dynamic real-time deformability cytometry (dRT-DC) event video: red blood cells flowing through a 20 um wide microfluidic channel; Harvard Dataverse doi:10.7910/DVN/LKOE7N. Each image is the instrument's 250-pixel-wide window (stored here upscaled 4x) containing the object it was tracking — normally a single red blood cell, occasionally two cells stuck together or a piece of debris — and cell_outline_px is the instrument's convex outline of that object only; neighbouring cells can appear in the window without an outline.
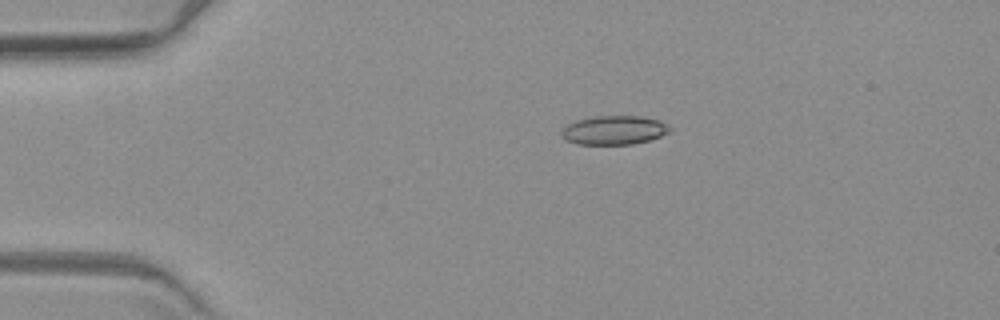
{"species": "common noctule bat (a hibernating species)", "species_latin": "Nyctalus noctula", "temperature_condition": "warm", "stored_images_in_passage": 6, "camera_frame_rate_fps": 3000, "um_per_image_px": 0.085, "animal": {"sex": "female", "body_mass_g": 19.3, "forearm_length_mm": 54.1}, "frame": {"image": 1, "passage_image": 1, "time_ms": 0.0, "image_size_px": [1000, 320], "cell_outline_px": [[672, 132], [648, 140], [632, 144], [576, 144], [568, 140], [560, 132], [568, 124], [576, 120], [596, 116], [640, 116], [660, 120], [668, 124], [672, 128]], "centroid_in_image_um": [52.26, 11.05], "position_along_channel_um": 32.7, "area_um2": 18.21}}
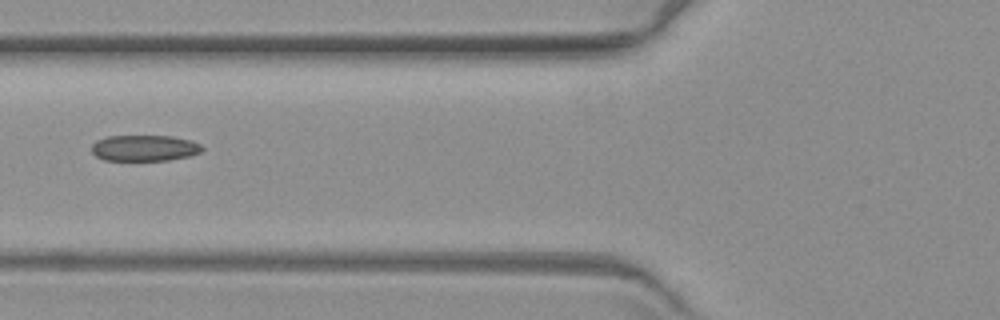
{"frame": {"image": 2, "passage_image": 4, "time_ms": 3.667, "image_size_px": [1000, 320], "cell_outline_px": [[204, 148], [200, 152], [188, 156], [168, 160], [104, 160], [96, 156], [92, 152], [92, 144], [96, 140], [108, 136], [172, 136], [192, 140], [200, 144]], "centroid_in_image_um": [12.28, 12.58], "position_along_channel_um": 113.5, "area_um2": 16.76}}
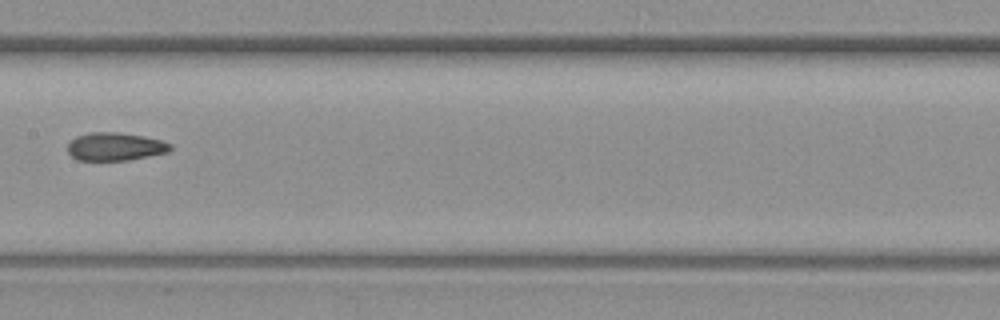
{"frame": {"image": 3, "passage_image": 6, "time_ms": 6.0, "image_size_px": [1000, 320], "cell_outline_px": [[172, 148], [168, 152], [128, 160], [76, 160], [68, 152], [68, 144], [76, 136], [88, 132], [120, 132], [144, 136], [160, 140], [172, 144]], "centroid_in_image_um": [9.78, 12.45], "position_along_channel_um": 197.6, "area_um2": 16.82}}